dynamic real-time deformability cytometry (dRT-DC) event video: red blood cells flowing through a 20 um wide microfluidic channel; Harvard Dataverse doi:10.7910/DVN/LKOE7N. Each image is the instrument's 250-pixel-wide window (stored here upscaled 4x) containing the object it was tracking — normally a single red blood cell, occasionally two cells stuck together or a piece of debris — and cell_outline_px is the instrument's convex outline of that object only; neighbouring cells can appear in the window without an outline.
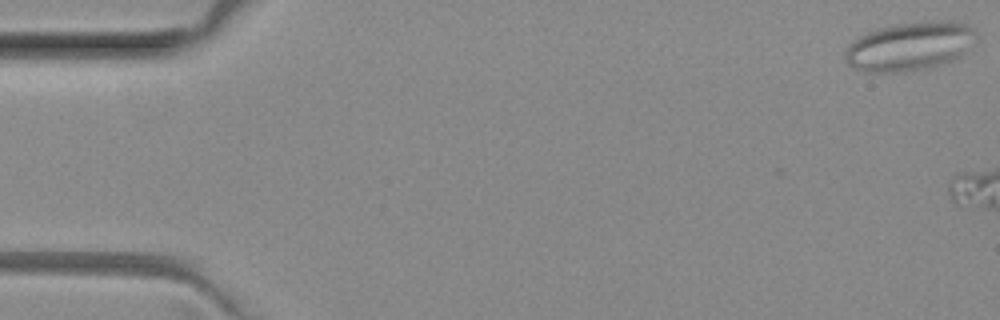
{"species": "common noctule bat (a hibernating species)", "species_latin": "Nyctalus noctula", "temperature_condition": "room temperature", "stored_images_in_passage": 3, "segment_of_instrument_passage": [1, 2], "camera_frame_rate_fps": 3000, "um_per_image_px": 0.085, "animal": {"sex": "female", "body_mass_g": 29.2, "forearm_length_mm": 56.3}, "frame": {"image": 1, "passage_image": 1, "time_ms": 0.0, "image_size_px": [1000, 320], "cell_outline_px": [[980, 40], [956, 60], [932, 68], [904, 72], [864, 72], [852, 68], [848, 64], [844, 56], [844, 52], [852, 40], [868, 32], [880, 28], [896, 24], [928, 20], [948, 20], [968, 24], [976, 32]], "centroid_in_image_um": [77.4, 3.94], "position_along_channel_um": 7.6, "area_um2": 38.21}}